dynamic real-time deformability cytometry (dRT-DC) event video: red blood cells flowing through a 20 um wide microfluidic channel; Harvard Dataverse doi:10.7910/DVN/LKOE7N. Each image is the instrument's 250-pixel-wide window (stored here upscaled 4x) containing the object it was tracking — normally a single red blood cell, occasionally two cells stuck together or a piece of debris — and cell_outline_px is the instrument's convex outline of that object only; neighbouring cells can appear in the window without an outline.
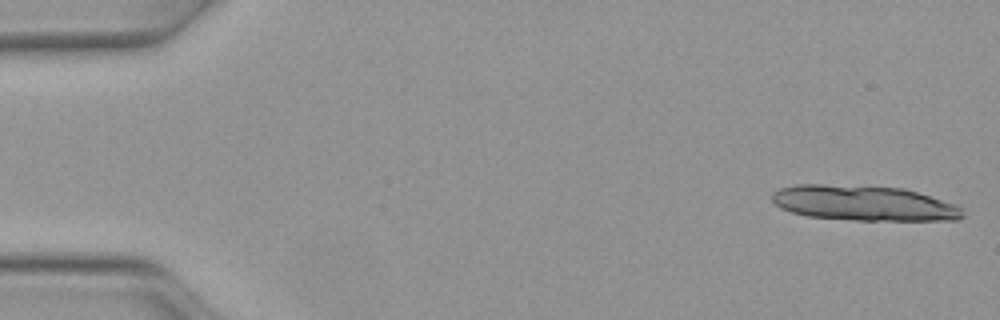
{"species": "Egyptian fruit bat (a non-hibernating species)", "species_latin": "Rousettus aegyptiacus", "temperature_condition": "warm", "stored_images_in_passage": 13, "camera_frame_rate_fps": 3000, "um_per_image_px": 0.085, "animal": {"sex": "female"}, "frame": {"image": 1, "passage_image": 1, "time_ms": 0.0, "image_size_px": [1000, 320], "cell_outline_px": [[964, 216], [956, 220], [852, 220], [808, 216], [792, 212], [780, 208], [772, 200], [772, 192], [780, 188], [796, 184], [824, 184], [904, 188], [952, 204], [960, 208]], "centroid_in_image_um": [73.35, 17.27], "position_along_channel_um": 11.7, "area_um2": 38.73}}